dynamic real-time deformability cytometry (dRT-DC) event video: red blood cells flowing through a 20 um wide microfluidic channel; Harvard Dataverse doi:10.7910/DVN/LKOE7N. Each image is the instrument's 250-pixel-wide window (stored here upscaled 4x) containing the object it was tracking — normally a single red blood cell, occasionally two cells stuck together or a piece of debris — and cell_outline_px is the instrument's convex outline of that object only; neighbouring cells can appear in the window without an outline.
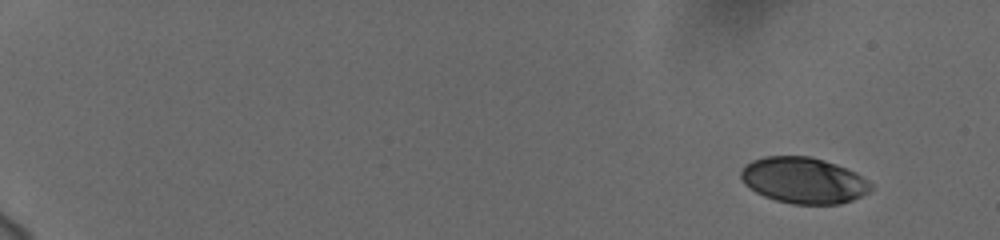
{"species": "human", "species_latin": "Homo sapiens", "temperature_condition": "cold", "stored_images_in_passage": 54, "camera_frame_rate_fps": 3000, "um_per_image_px": 0.085, "donor": {"sex": "female"}, "frame": {"image": 1, "passage_image": 1, "time_ms": 0.0, "image_size_px": [1000, 240], "cell_outline_px": [[872, 192], [852, 200], [840, 204], [792, 204], [776, 200], [764, 196], [756, 192], [744, 184], [740, 176], [740, 172], [744, 164], [752, 160], [764, 156], [812, 156], [836, 164], [856, 172], [868, 180], [872, 184]], "centroid_in_image_um": [68.32, 15.33], "position_along_channel_um": 16.7, "area_um2": 35.26}}
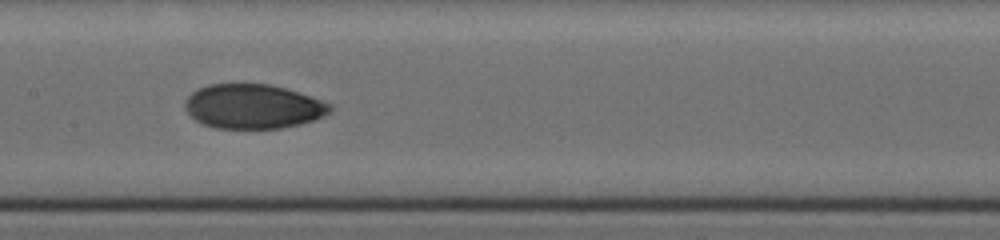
{"frame": {"image": 2, "passage_image": 29, "time_ms": 9.333, "image_size_px": [1000, 240], "cell_outline_px": [[332, 112], [324, 116], [300, 124], [280, 128], [216, 128], [204, 124], [196, 120], [184, 108], [184, 104], [188, 96], [192, 92], [208, 84], [268, 84], [284, 88], [332, 104]], "centroid_in_image_um": [21.51, 9.05], "position_along_channel_um": 185.9, "area_um2": 37.22}}
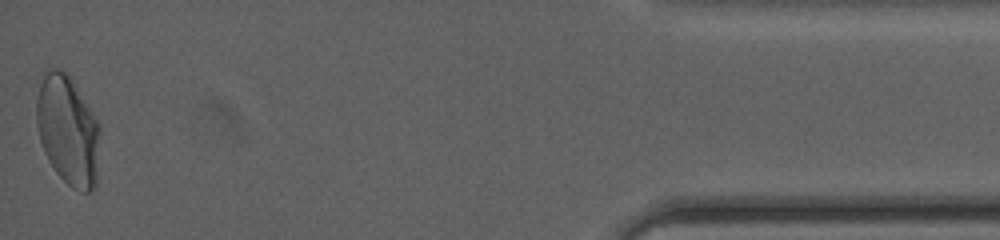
{"frame": {"image": 3, "passage_image": 54, "time_ms": 17.667, "image_size_px": [1000, 240], "cell_outline_px": [[100, 132], [96, 184], [88, 192], [80, 192], [72, 188], [56, 172], [48, 160], [44, 152], [40, 140], [36, 124], [36, 96], [44, 68], [56, 68], [64, 72], [68, 76], [100, 124]], "centroid_in_image_um": [5.74, 11.08], "position_along_channel_um": 429.5, "area_um2": 40.52}, "authors_computed_cell_mechanics": {"area_um2": 37.2232, "velocity_mm_per_s": 3.7247, "shape_relaxation_time_tau1_ms": 6.3857, "shape_relaxation_time_tau2_ms": 1.3757, "deformation_change_tau1": 0.1646, "deformation_change_tau2": 0.0458}}